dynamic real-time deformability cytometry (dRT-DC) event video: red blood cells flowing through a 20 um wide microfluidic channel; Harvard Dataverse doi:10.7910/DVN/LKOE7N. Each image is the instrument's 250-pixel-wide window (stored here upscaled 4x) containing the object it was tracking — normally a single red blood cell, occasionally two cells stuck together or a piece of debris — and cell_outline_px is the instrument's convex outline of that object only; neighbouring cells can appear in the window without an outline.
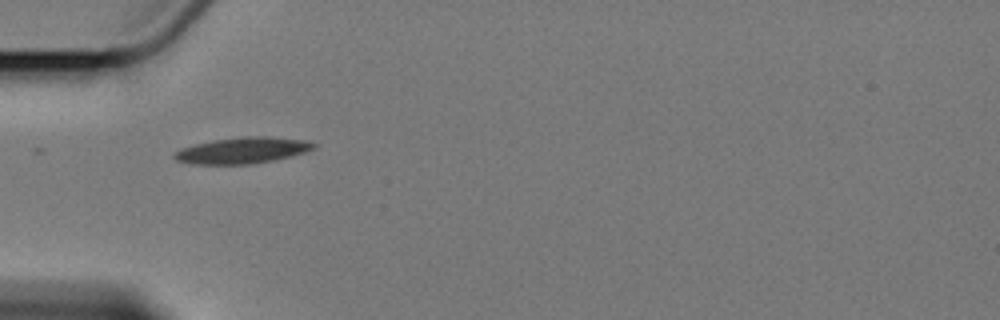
{"species": "Egyptian fruit bat (a non-hibernating species)", "species_latin": "Rousettus aegyptiacus", "temperature_condition": "cold", "stored_images_in_passage": 3, "camera_frame_rate_fps": 3000, "um_per_image_px": 0.085, "animal": {"sex": "female"}, "frame": {"image": 1, "passage_image": 2, "time_ms": 1.0, "image_size_px": [1000, 320], "cell_outline_px": [[316, 148], [292, 156], [252, 164], [192, 164], [176, 160], [172, 156], [172, 152], [180, 148], [212, 140], [244, 136], [272, 136], [308, 140], [316, 144]], "centroid_in_image_um": [20.61, 12.77], "position_along_channel_um": 64.4, "area_um2": 21.5}}
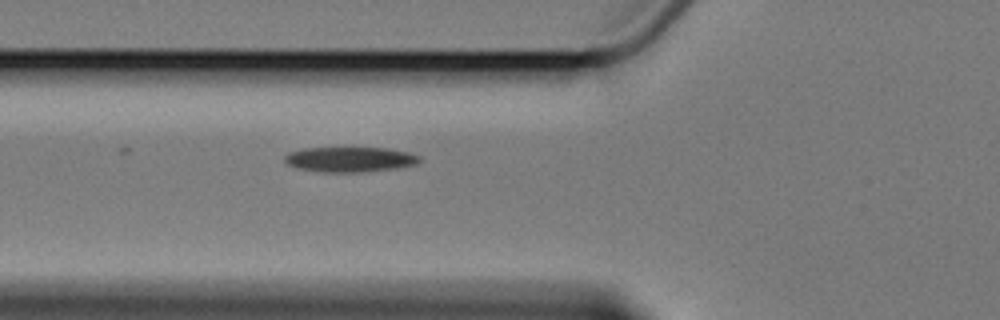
{"frame": {"image": 2, "passage_image": 3, "time_ms": 2.0, "image_size_px": [1000, 320], "cell_outline_px": [[420, 160], [416, 164], [392, 168], [360, 172], [320, 172], [296, 168], [288, 164], [284, 160], [284, 156], [288, 152], [304, 148], [388, 148], [408, 152], [420, 156]], "centroid_in_image_um": [29.69, 13.54], "position_along_channel_um": 96.1, "area_um2": 19.59}}